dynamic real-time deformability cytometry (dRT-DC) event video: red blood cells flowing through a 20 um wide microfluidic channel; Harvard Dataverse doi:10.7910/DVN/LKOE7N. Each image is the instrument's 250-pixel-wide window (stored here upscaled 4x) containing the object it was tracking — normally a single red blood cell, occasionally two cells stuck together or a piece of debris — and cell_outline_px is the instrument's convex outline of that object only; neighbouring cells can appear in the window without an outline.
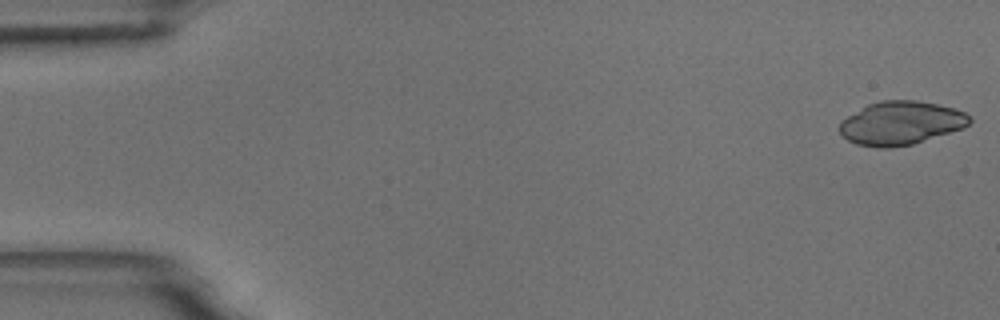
{"species": "common noctule bat (a hibernating species)", "species_latin": "Nyctalus noctula", "temperature_condition": "room temperature", "stored_images_in_passage": 6, "segment_of_instrument_passage": [2, 2], "camera_frame_rate_fps": 3000, "um_per_image_px": 0.085, "animal": {"sex": "male", "body_mass_g": 18.8}, "frame": {"image": 1, "passage_image": 6, "time_ms": 6.667, "image_size_px": [1000, 320], "cell_outline_px": [[972, 120], [964, 128], [912, 144], [892, 148], [876, 148], [856, 144], [848, 140], [836, 128], [840, 120], [868, 104], [880, 100], [916, 100], [956, 108], [972, 116]], "centroid_in_image_um": [76.56, 10.46], "position_along_channel_um": 8.4, "area_um2": 33.29}}